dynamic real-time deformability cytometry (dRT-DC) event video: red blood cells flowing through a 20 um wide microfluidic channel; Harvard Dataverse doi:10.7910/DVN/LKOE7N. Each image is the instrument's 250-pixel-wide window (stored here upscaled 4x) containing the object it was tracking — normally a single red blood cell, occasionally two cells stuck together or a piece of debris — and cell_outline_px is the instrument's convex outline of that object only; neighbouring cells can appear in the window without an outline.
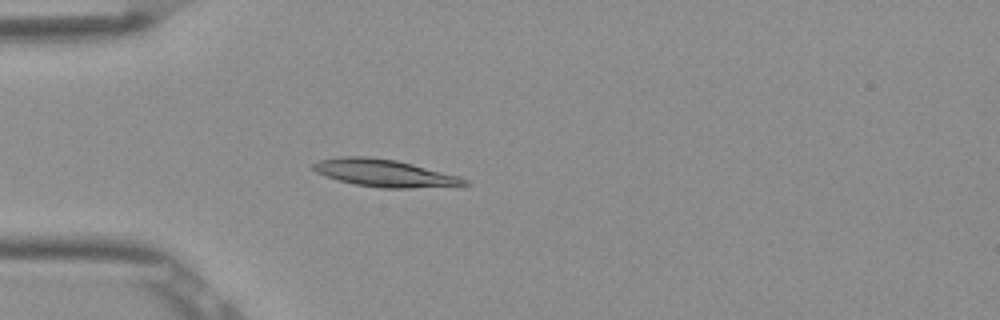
{"species": "Egyptian fruit bat (a non-hibernating species)", "species_latin": "Rousettus aegyptiacus", "temperature_condition": "room temperature", "stored_images_in_passage": 51, "camera_frame_rate_fps": 3000, "um_per_image_px": 0.085, "frame": {"image": 1, "passage_image": 14, "time_ms": 4.333, "image_size_px": [1000, 320], "cell_outline_px": [[468, 184], [408, 188], [380, 188], [356, 184], [340, 180], [316, 172], [312, 168], [312, 164], [320, 160], [340, 156], [368, 156], [396, 160], [412, 164], [456, 176], [468, 180]], "centroid_in_image_um": [32.6, 14.69], "position_along_channel_um": 52.4, "area_um2": 23.47}}
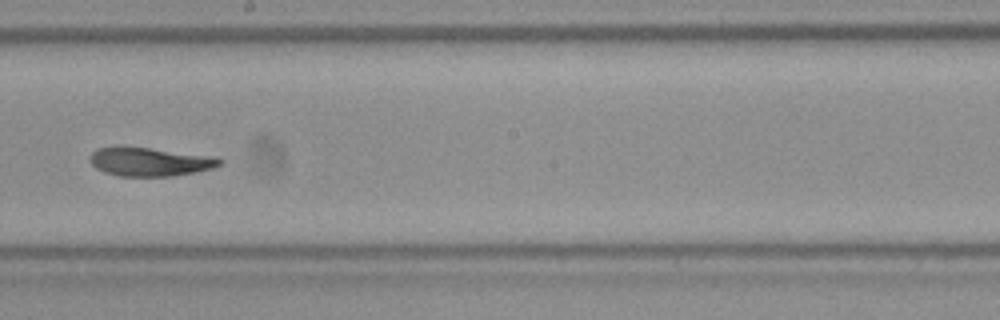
{"frame": {"image": 2, "passage_image": 29, "time_ms": 9.333, "image_size_px": [1000, 320], "cell_outline_px": [[224, 160], [220, 164], [212, 168], [196, 172], [172, 176], [120, 176], [104, 172], [96, 168], [88, 160], [92, 152], [96, 148], [116, 144], [124, 144], [216, 156]], "centroid_in_image_um": [12.69, 13.7], "position_along_channel_um": 235.5, "area_um2": 22.54}}
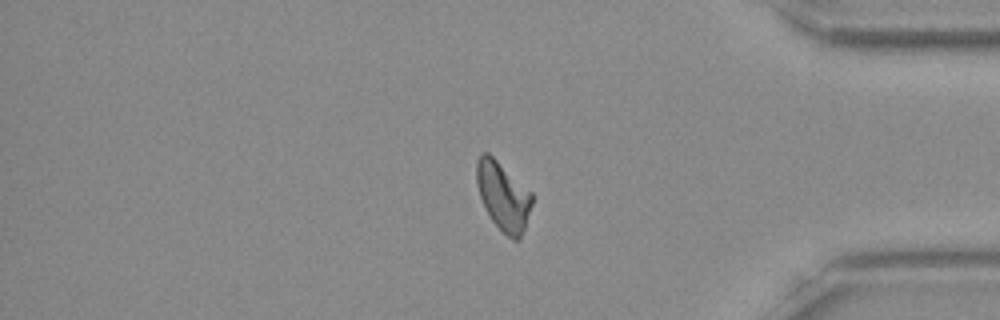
{"frame": {"image": 3, "passage_image": 43, "time_ms": 14.0, "image_size_px": [1000, 320], "cell_outline_px": [[532, 204], [520, 240], [512, 240], [492, 220], [484, 208], [476, 184], [476, 160], [484, 152], [488, 152], [532, 192]], "centroid_in_image_um": [42.75, 16.66], "position_along_channel_um": 392.4, "area_um2": 21.96}, "authors_computed_cell_mechanics": {"area_um2": 22.542, "velocity_mm_per_s": 3.8659, "shape_relaxation_time_tau1_ms": 4.5475, "shape_relaxation_time_tau2_ms": 2.3405, "deformation_change_tau1": 0.1639, "deformation_change_tau2": 0.092}}